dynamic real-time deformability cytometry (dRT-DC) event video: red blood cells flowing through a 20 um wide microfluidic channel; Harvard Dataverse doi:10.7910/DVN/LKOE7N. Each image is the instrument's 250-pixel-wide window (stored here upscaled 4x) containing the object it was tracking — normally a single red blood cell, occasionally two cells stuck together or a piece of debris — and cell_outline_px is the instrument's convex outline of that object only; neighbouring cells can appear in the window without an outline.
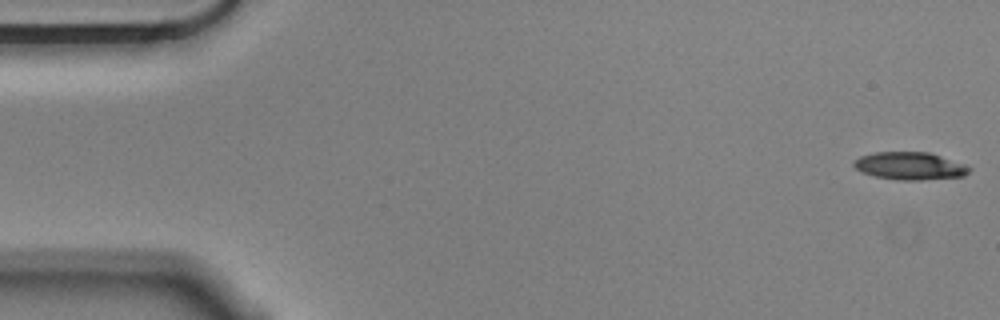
{"species": "Egyptian fruit bat (a non-hibernating species)", "species_latin": "Rousettus aegyptiacus", "temperature_condition": "cold", "stored_images_in_passage": 8, "camera_frame_rate_fps": 3000, "um_per_image_px": 0.085, "animal": {"sex": "male"}, "frame": {"image": 1, "passage_image": 1, "time_ms": 0.0, "image_size_px": [1000, 320], "cell_outline_px": [[972, 168], [964, 176], [920, 180], [904, 180], [876, 176], [860, 172], [852, 164], [860, 156], [876, 152], [928, 152], [964, 164]], "centroid_in_image_um": [77.34, 14.1], "position_along_channel_um": 7.7, "area_um2": 18.32}}